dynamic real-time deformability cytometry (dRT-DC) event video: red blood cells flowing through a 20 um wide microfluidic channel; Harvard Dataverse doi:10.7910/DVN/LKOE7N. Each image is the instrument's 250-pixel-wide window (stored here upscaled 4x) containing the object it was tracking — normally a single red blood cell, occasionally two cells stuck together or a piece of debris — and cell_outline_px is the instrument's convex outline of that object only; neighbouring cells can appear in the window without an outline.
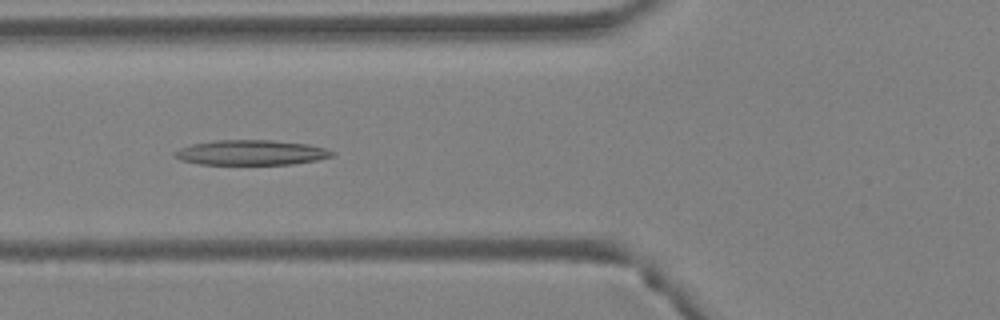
{"species": "Egyptian fruit bat (a non-hibernating species)", "species_latin": "Rousettus aegyptiacus", "temperature_condition": "warm", "stored_images_in_passage": 4, "camera_frame_rate_fps": 3000, "um_per_image_px": 0.085, "animal": {"sex": "female"}, "frame": {"image": 1, "passage_image": 4, "time_ms": 1.0, "image_size_px": [1000, 320], "cell_outline_px": [[336, 152], [332, 156], [316, 160], [292, 164], [200, 164], [180, 160], [172, 156], [172, 152], [180, 148], [192, 144], [216, 140], [272, 140], [308, 144], [324, 148]], "centroid_in_image_um": [21.31, 12.96], "position_along_channel_um": 104.5, "area_um2": 22.95}}